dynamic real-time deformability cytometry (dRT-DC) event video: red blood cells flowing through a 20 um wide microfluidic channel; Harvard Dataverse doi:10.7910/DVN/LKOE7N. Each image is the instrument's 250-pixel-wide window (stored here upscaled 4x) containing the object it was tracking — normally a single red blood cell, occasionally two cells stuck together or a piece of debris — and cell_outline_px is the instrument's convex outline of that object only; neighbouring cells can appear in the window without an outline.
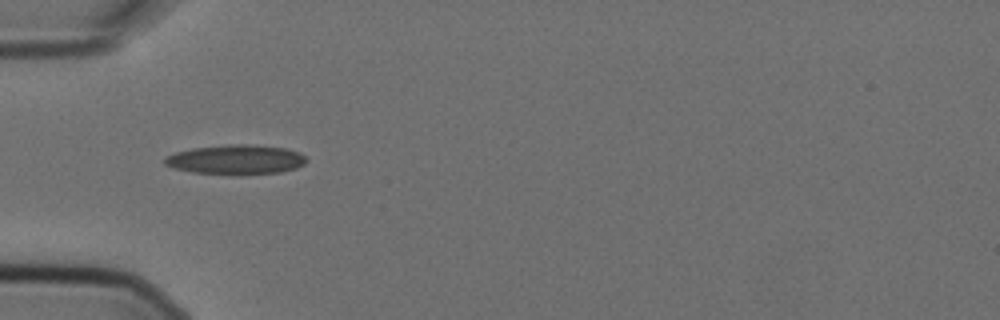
{"species": "Egyptian fruit bat (a non-hibernating species)", "species_latin": "Rousettus aegyptiacus", "temperature_condition": "cold", "stored_images_in_passage": 7, "camera_frame_rate_fps": 3000, "um_per_image_px": 0.085, "animal": {"sex": "female"}, "frame": {"image": 1, "passage_image": 1, "time_ms": 0.0, "image_size_px": [1000, 320], "cell_outline_px": [[308, 160], [304, 164], [296, 168], [280, 172], [192, 172], [176, 168], [164, 164], [164, 160], [168, 156], [176, 152], [192, 148], [232, 144], [248, 144], [284, 148], [300, 152]], "centroid_in_image_um": [20.08, 13.52], "position_along_channel_um": 64.9, "area_um2": 23.35}}
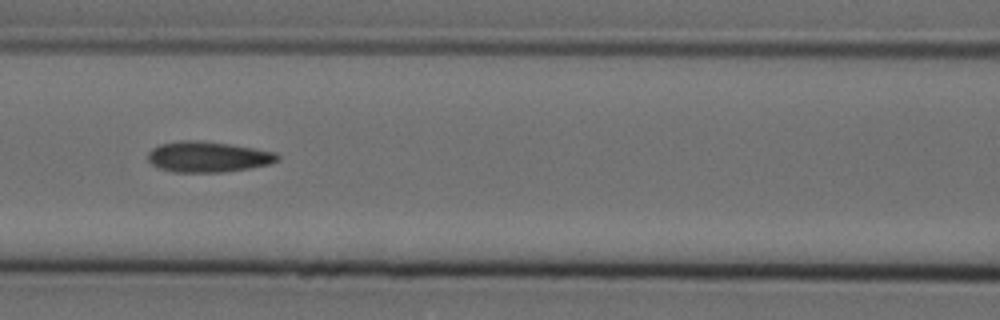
{"frame": {"image": 2, "passage_image": 3, "time_ms": 0.667, "image_size_px": [1000, 320], "cell_outline_px": [[280, 160], [268, 164], [248, 168], [224, 172], [172, 172], [160, 168], [152, 164], [148, 160], [148, 152], [152, 148], [160, 144], [180, 140], [196, 140], [228, 144], [276, 152], [280, 156]], "centroid_in_image_um": [17.66, 13.33], "position_along_channel_um": 148.9, "area_um2": 23.06}}
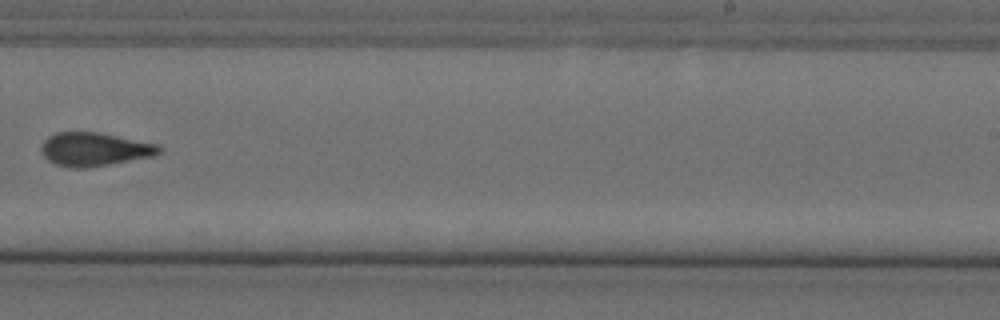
{"frame": {"image": 3, "passage_image": 6, "time_ms": 1.667, "image_size_px": [1000, 320], "cell_outline_px": [[164, 148], [156, 156], [88, 168], [72, 168], [56, 164], [48, 160], [44, 156], [40, 148], [44, 140], [48, 136], [56, 132], [100, 132], [160, 144]], "centroid_in_image_um": [8.08, 12.68], "position_along_channel_um": 280.9, "area_um2": 23.41}}